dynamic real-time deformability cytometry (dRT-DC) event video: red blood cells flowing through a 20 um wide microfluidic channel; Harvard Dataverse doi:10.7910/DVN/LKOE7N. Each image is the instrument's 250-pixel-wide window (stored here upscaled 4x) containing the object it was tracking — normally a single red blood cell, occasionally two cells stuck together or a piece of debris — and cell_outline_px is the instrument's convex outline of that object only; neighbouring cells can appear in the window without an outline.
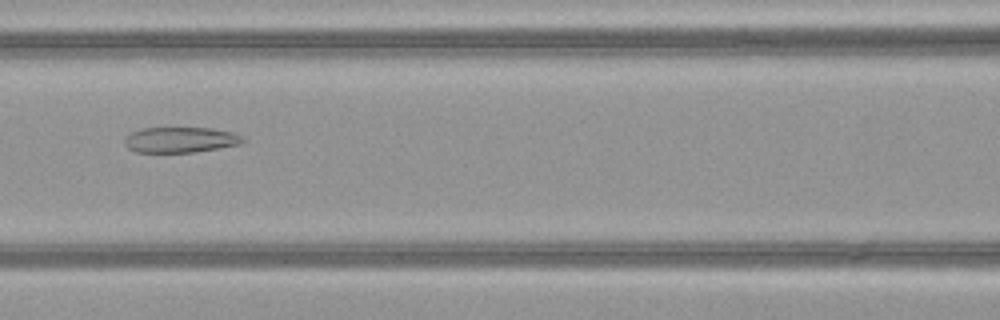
{"species": "common noctule bat (a hibernating species)", "species_latin": "Nyctalus noctula", "temperature_condition": "warm", "stored_images_in_passage": 50, "camera_frame_rate_fps": 3000, "um_per_image_px": 0.085, "animal": {"sex": "female", "body_mass_g": 21.9}, "frame": {"image": 1, "passage_image": 23, "time_ms": 7.333, "image_size_px": [1000, 320], "cell_outline_px": [[248, 140], [240, 144], [196, 152], [136, 152], [128, 148], [124, 144], [124, 140], [132, 132], [140, 128], [212, 128], [232, 132]], "centroid_in_image_um": [15.34, 11.88], "position_along_channel_um": 151.3, "area_um2": 17.57}}
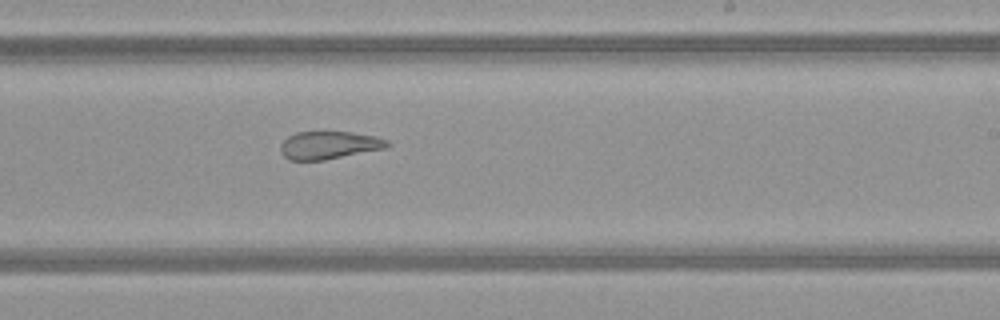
{"frame": {"image": 2, "passage_image": 31, "time_ms": 10.0, "image_size_px": [1000, 320], "cell_outline_px": [[392, 144], [388, 148], [324, 160], [288, 160], [280, 152], [280, 144], [288, 136], [296, 132], [352, 132], [372, 136], [388, 140]], "centroid_in_image_um": [27.97, 12.34], "position_along_channel_um": 261.0, "area_um2": 17.4}}
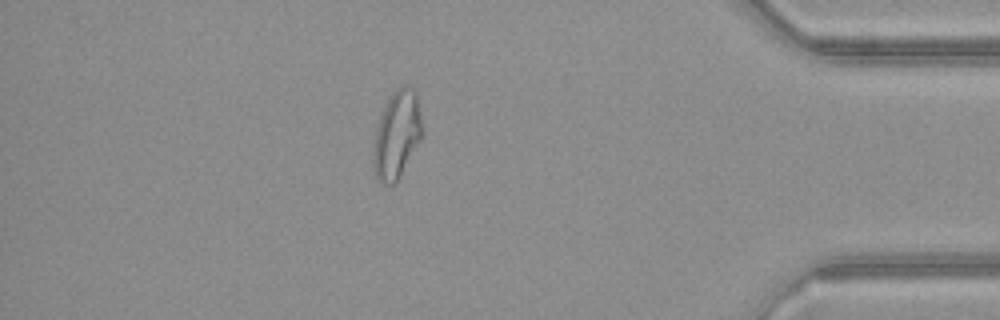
{"frame": {"image": 3, "passage_image": 44, "time_ms": 14.333, "image_size_px": [1000, 320], "cell_outline_px": [[424, 128], [420, 140], [400, 176], [392, 184], [380, 184], [376, 176], [372, 160], [372, 152], [376, 128], [380, 116], [392, 92], [396, 88], [412, 88], [416, 92]], "centroid_in_image_um": [33.73, 11.47], "position_along_channel_um": 401.5, "area_um2": 24.8}, "authors_computed_cell_mechanics": {"area_um2": 24.6517, "velocity_mm_per_s": 4.1277, "shape_relaxation_time_tau1_ms": null, "shape_relaxation_time_tau2_ms": 2.8146, "deformation_change_tau1": null, "deformation_change_tau2": 0.104}}